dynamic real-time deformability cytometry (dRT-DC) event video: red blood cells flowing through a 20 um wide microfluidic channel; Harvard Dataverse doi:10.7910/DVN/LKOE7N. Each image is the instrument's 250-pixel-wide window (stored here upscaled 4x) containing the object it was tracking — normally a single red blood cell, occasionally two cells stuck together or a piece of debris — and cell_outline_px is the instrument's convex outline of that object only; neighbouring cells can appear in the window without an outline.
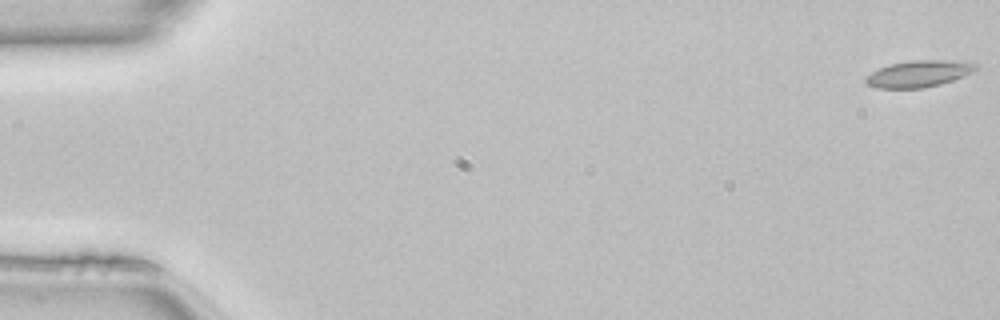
{"species": "common noctule bat (a hibernating species)", "species_latin": "Nyctalus noctula", "temperature_condition": "room temperature", "stored_images_in_passage": 50, "camera_frame_rate_fps": 3000, "um_per_image_px": 0.085, "animal": {"sex": "female", "body_mass_g": 22.7, "forearm_length_mm": 54.2}, "frame": {"image": 1, "passage_image": 1, "time_ms": 0.0, "image_size_px": [1000, 320], "cell_outline_px": [[980, 68], [964, 76], [940, 84], [924, 88], [876, 88], [868, 84], [864, 80], [864, 76], [880, 68], [892, 64], [912, 60], [944, 60], [976, 64]], "centroid_in_image_um": [78.07, 6.28], "position_along_channel_um": 6.9, "area_um2": 16.88}}
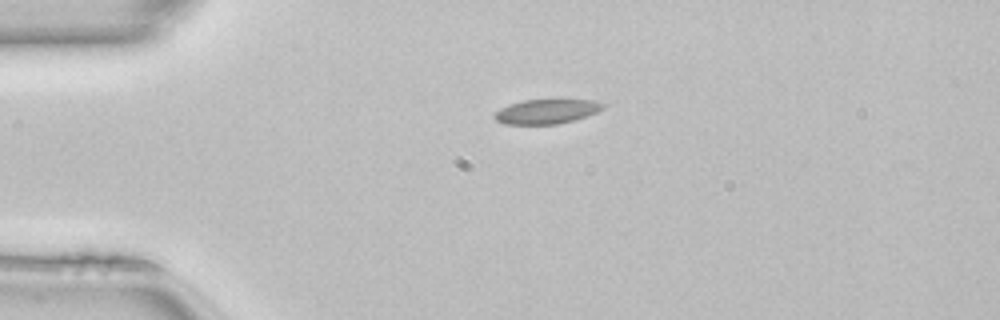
{"frame": {"image": 2, "passage_image": 12, "time_ms": 3.667, "image_size_px": [1000, 320], "cell_outline_px": [[604, 108], [596, 112], [572, 120], [556, 124], [504, 124], [496, 120], [492, 116], [500, 108], [508, 104], [524, 100], [592, 100], [604, 104]], "centroid_in_image_um": [46.39, 9.47], "position_along_channel_um": 38.6, "area_um2": 15.26}}
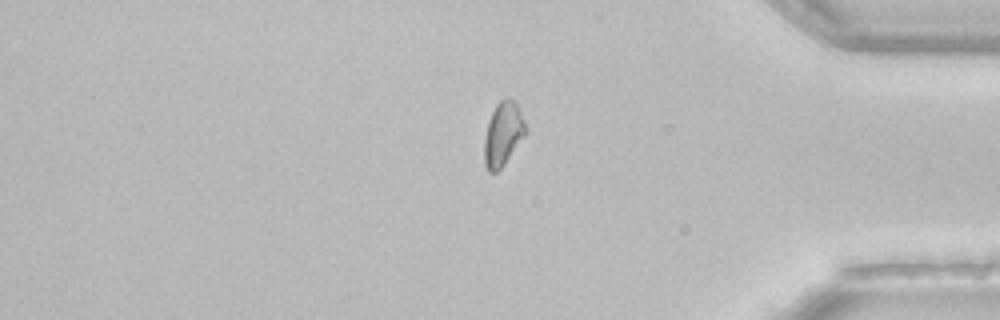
{"frame": {"image": 3, "passage_image": 42, "time_ms": 13.667, "image_size_px": [1000, 320], "cell_outline_px": [[528, 132], [504, 164], [496, 172], [488, 172], [484, 164], [484, 140], [488, 120], [496, 104], [500, 100], [508, 96], [516, 104], [528, 128]], "centroid_in_image_um": [42.76, 11.39], "position_along_channel_um": 392.4, "area_um2": 15.49}, "authors_computed_cell_mechanics": {"area_um2": 15.5771, "velocity_mm_per_s": 4.117, "shape_relaxation_time_tau1_ms": null, "shape_relaxation_time_tau2_ms": 3.8571, "deformation_change_tau1": null, "deformation_change_tau2": 0.0989}}